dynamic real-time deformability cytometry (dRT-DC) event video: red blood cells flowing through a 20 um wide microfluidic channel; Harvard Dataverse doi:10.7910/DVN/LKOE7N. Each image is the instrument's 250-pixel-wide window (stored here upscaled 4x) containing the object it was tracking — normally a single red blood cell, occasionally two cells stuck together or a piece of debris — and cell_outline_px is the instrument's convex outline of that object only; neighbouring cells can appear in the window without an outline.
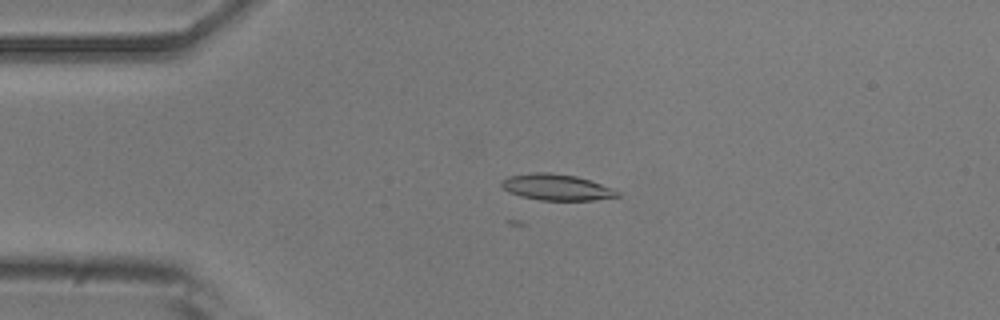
{"species": "common noctule bat (a hibernating species)", "species_latin": "Nyctalus noctula", "temperature_condition": "room temperature", "stored_images_in_passage": 27, "camera_frame_rate_fps": 3000, "um_per_image_px": 0.085, "animal": {"sex": "male", "body_mass_g": 20.5, "forearm_length_mm": 52.5}, "frame": {"image": 1, "passage_image": 2, "time_ms": 0.333, "image_size_px": [1000, 320], "cell_outline_px": [[620, 196], [596, 200], [540, 200], [520, 196], [508, 192], [500, 184], [500, 180], [508, 176], [532, 172], [548, 172], [576, 176], [616, 188], [620, 192]], "centroid_in_image_um": [47.32, 15.91], "position_along_channel_um": 37.7, "area_um2": 17.92}}
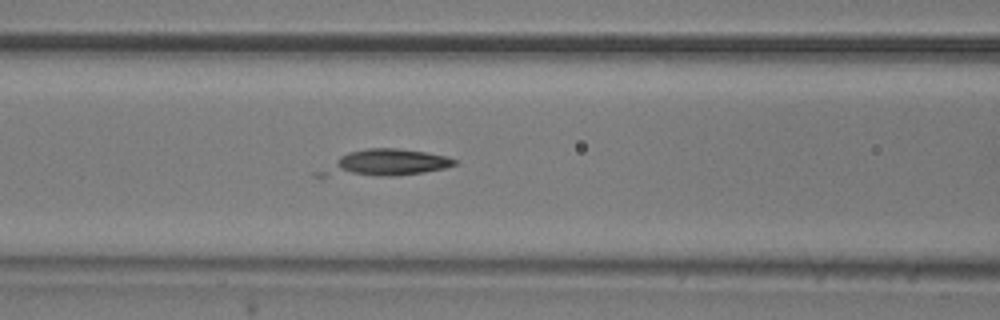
{"frame": {"image": 2, "passage_image": 12, "time_ms": 3.667, "image_size_px": [1000, 320], "cell_outline_px": [[456, 164], [444, 168], [424, 172], [396, 176], [312, 176], [312, 172], [340, 156], [348, 152], [368, 148], [396, 148], [424, 152], [448, 156], [456, 160]], "centroid_in_image_um": [32.62, 13.87], "position_along_channel_um": 134.0, "area_um2": 21.1}}
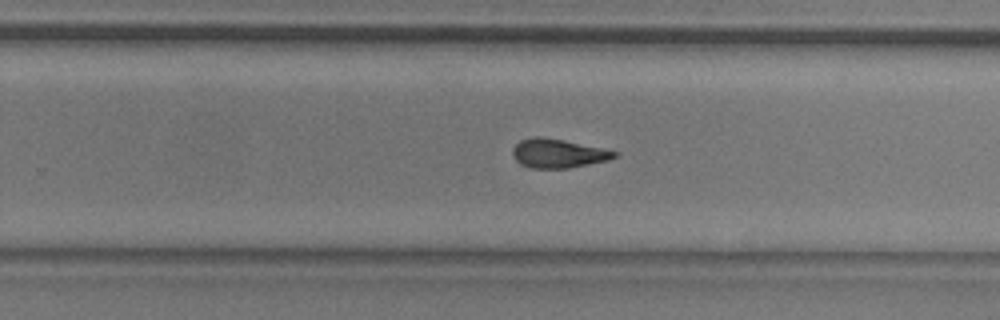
{"frame": {"image": 3, "passage_image": 24, "time_ms": 7.667, "image_size_px": [1000, 320], "cell_outline_px": [[620, 156], [608, 160], [568, 168], [528, 168], [520, 164], [512, 156], [512, 148], [520, 140], [532, 136], [540, 136], [564, 140], [620, 152]], "centroid_in_image_um": [47.42, 13.03], "position_along_channel_um": 282.4, "area_um2": 17.34}, "authors_computed_cell_mechanics": {"area_um2": 17.8024, "velocity_mm_per_s": 3.7152, "shape_relaxation_time_tau1_ms": null, "shape_relaxation_time_tau2_ms": 0.3798, "deformation_change_tau1": null, "deformation_change_tau2": 0.0877}}